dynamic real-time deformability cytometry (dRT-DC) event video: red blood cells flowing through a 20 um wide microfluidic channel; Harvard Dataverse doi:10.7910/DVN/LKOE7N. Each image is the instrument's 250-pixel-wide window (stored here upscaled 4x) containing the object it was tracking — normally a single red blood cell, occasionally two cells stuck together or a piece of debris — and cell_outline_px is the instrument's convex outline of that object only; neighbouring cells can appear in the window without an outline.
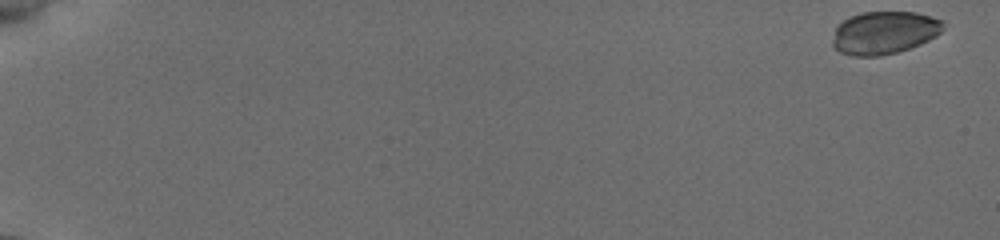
{"species": "common noctule bat (a hibernating species)", "species_latin": "Nyctalus noctula", "temperature_condition": "cold", "stored_images_in_passage": 11, "camera_frame_rate_fps": 3000, "um_per_image_px": 0.085, "animal": {"sex": "female", "body_mass_g": 19.5, "forearm_length_mm": 54.1}, "frame": {"image": 1, "passage_image": 1, "time_ms": 0.0, "image_size_px": [1000, 240], "cell_outline_px": [[944, 28], [936, 36], [920, 44], [896, 52], [880, 56], [852, 56], [840, 52], [832, 44], [832, 40], [836, 28], [844, 20], [852, 16], [864, 12], [916, 12], [944, 20]], "centroid_in_image_um": [75.18, 2.78], "position_along_channel_um": 9.8, "area_um2": 27.46}}